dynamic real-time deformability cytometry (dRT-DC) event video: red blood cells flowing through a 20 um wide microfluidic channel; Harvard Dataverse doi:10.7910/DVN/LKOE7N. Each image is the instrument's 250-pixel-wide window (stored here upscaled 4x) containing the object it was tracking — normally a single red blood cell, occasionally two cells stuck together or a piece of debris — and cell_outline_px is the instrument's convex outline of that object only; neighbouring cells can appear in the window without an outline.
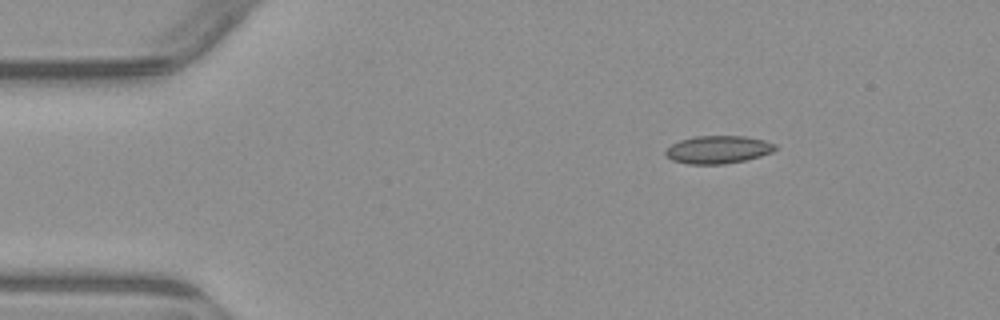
{"species": "common noctule bat (a hibernating species)", "species_latin": "Nyctalus noctula", "temperature_condition": "warm", "stored_images_in_passage": 2, "camera_frame_rate_fps": 3000, "um_per_image_px": 0.085, "animal": {"sex": "male", "body_mass_g": 23.1, "forearm_length_mm": 52.7}, "frame": {"image": 1, "passage_image": 1, "time_ms": 0.0, "image_size_px": [1000, 320], "cell_outline_px": [[776, 148], [772, 152], [760, 156], [744, 160], [724, 164], [688, 164], [672, 160], [664, 152], [672, 144], [680, 140], [696, 136], [744, 136], [764, 140], [776, 144]], "centroid_in_image_um": [61.04, 12.71], "position_along_channel_um": 24.0, "area_um2": 17.63}}